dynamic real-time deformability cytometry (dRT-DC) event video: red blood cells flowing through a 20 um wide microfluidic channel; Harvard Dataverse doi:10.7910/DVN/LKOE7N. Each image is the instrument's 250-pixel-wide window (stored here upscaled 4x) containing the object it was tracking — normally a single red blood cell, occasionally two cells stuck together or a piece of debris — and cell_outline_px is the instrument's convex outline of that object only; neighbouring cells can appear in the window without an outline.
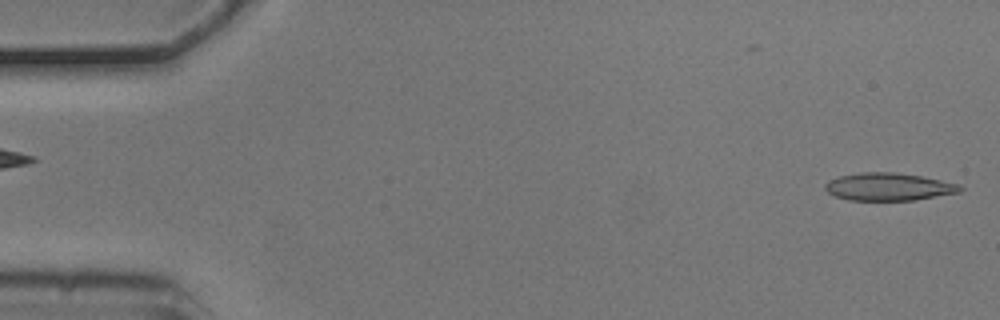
{"species": "common noctule bat (a hibernating species)", "species_latin": "Nyctalus noctula", "temperature_condition": "cold", "stored_images_in_passage": 5, "segment_of_instrument_passage": [2, 2], "camera_frame_rate_fps": 3000, "um_per_image_px": 0.085, "animal": {"sex": "male", "body_mass_g": 20.5, "forearm_length_mm": 52.5}, "frame": {"image": 1, "passage_image": 5, "time_ms": 1.333, "image_size_px": [1000, 320], "cell_outline_px": [[964, 188], [960, 192], [916, 200], [848, 200], [836, 196], [828, 192], [824, 188], [824, 184], [828, 180], [840, 176], [860, 172], [896, 172], [920, 176], [960, 184]], "centroid_in_image_um": [75.53, 15.87], "position_along_channel_um": 9.5, "area_um2": 21.79}}